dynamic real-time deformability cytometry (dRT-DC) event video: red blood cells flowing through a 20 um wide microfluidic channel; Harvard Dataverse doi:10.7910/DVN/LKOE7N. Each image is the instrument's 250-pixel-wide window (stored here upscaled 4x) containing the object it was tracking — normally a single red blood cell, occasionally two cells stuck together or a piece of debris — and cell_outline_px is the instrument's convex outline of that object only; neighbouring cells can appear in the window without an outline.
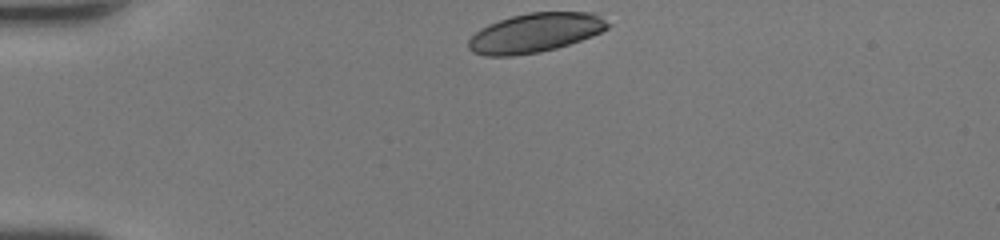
{"species": "human", "species_latin": "Homo sapiens", "temperature_condition": "room temperature", "stored_images_in_passage": 30, "camera_frame_rate_fps": 3000, "um_per_image_px": 0.085, "donor": {"sex": "female"}, "frame": {"image": 1, "passage_image": 1, "time_ms": 0.0, "image_size_px": [1000, 240], "cell_outline_px": [[612, 24], [608, 28], [592, 36], [556, 48], [540, 52], [512, 56], [484, 56], [472, 52], [468, 48], [468, 40], [480, 28], [488, 24], [512, 16], [528, 12], [592, 12], [600, 16]], "centroid_in_image_um": [45.48, 2.79], "position_along_channel_um": 39.5, "area_um2": 31.91}}
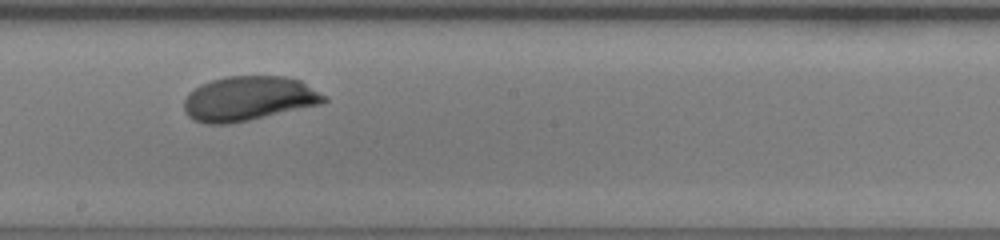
{"frame": {"image": 2, "passage_image": 18, "time_ms": 5.667, "image_size_px": [1000, 240], "cell_outline_px": [[328, 100], [320, 104], [248, 120], [228, 124], [208, 124], [192, 120], [184, 112], [184, 100], [188, 92], [200, 84], [212, 80], [228, 76], [288, 76], [300, 80], [328, 96]], "centroid_in_image_um": [21.12, 8.37], "position_along_channel_um": 227.1, "area_um2": 36.47}}
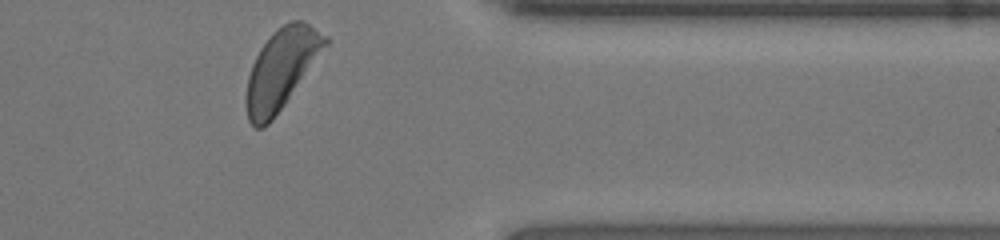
{"frame": {"image": 3, "passage_image": 30, "time_ms": 9.667, "image_size_px": [1000, 240], "cell_outline_px": [[332, 40], [272, 120], [264, 128], [256, 128], [248, 120], [248, 76], [252, 64], [260, 48], [272, 32], [284, 24], [292, 20], [304, 20], [328, 36]], "centroid_in_image_um": [23.97, 5.8], "position_along_channel_um": 387.4, "area_um2": 36.3}, "authors_computed_cell_mechanics": {"area_um2": 35.9805, "velocity_mm_per_s": 4.2551, "shape_relaxation_time_tau1_ms": 2.1282, "shape_relaxation_time_tau2_ms": null, "deformation_change_tau1": 0.1278, "deformation_change_tau2": null}}